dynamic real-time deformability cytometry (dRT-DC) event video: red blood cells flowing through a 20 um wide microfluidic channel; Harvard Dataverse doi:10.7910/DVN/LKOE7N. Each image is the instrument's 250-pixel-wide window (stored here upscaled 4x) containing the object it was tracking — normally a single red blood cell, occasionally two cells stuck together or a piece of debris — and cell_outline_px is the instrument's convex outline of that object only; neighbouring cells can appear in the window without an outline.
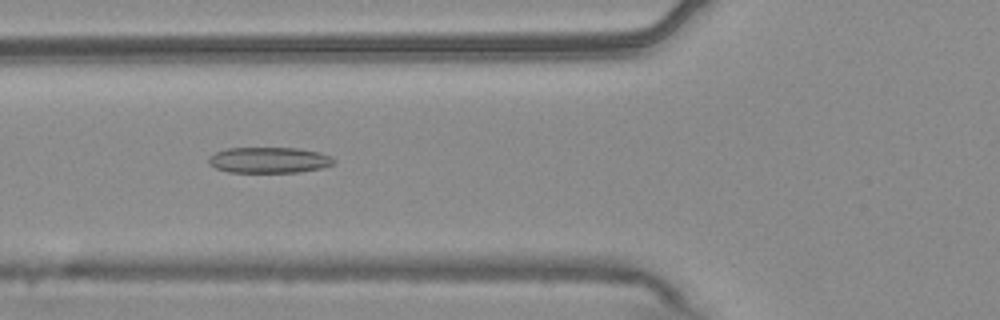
{"species": "common noctule bat (a hibernating species)", "species_latin": "Nyctalus noctula", "temperature_condition": "warm", "stored_images_in_passage": 56, "camera_frame_rate_fps": 3000, "um_per_image_px": 0.085, "animal": {"sex": "male", "body_mass_g": 20.4}, "frame": {"image": 1, "passage_image": 21, "time_ms": 6.667, "image_size_px": [1000, 320], "cell_outline_px": [[336, 160], [332, 164], [324, 168], [300, 172], [228, 172], [216, 168], [208, 164], [208, 156], [216, 152], [228, 148], [296, 148], [320, 152], [332, 156]], "centroid_in_image_um": [22.88, 13.61], "position_along_channel_um": 102.9, "area_um2": 19.02}}
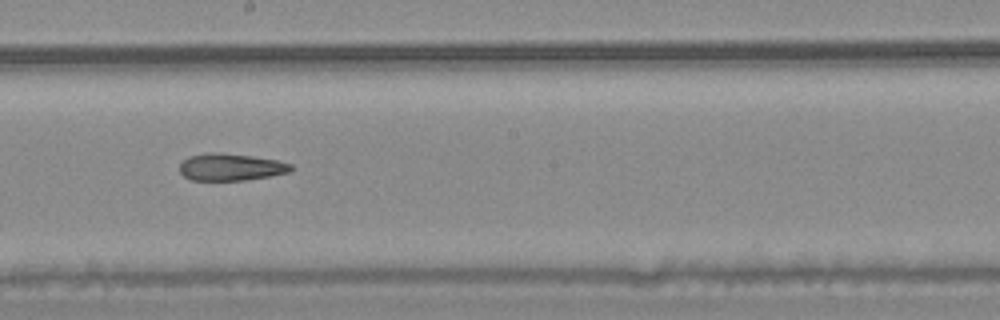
{"frame": {"image": 2, "passage_image": 31, "time_ms": 10.0, "image_size_px": [1000, 320], "cell_outline_px": [[296, 168], [292, 172], [244, 180], [192, 180], [184, 176], [180, 172], [180, 164], [188, 156], [204, 152], [220, 152], [252, 156], [276, 160], [292, 164]], "centroid_in_image_um": [19.64, 14.19], "position_along_channel_um": 228.6, "area_um2": 17.74}}
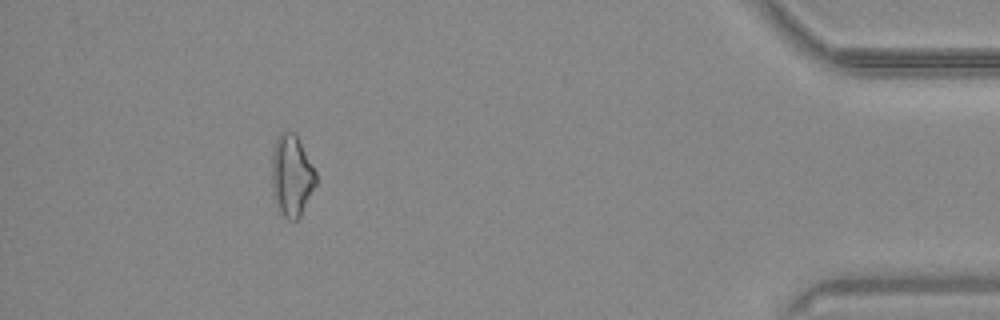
{"frame": {"image": 3, "passage_image": 50, "time_ms": 16.333, "image_size_px": [1000, 320], "cell_outline_px": [[316, 184], [300, 216], [296, 220], [288, 220], [276, 208], [272, 192], [272, 152], [276, 140], [280, 132], [296, 132], [316, 172]], "centroid_in_image_um": [24.78, 14.93], "position_along_channel_um": 410.4, "area_um2": 21.1}}